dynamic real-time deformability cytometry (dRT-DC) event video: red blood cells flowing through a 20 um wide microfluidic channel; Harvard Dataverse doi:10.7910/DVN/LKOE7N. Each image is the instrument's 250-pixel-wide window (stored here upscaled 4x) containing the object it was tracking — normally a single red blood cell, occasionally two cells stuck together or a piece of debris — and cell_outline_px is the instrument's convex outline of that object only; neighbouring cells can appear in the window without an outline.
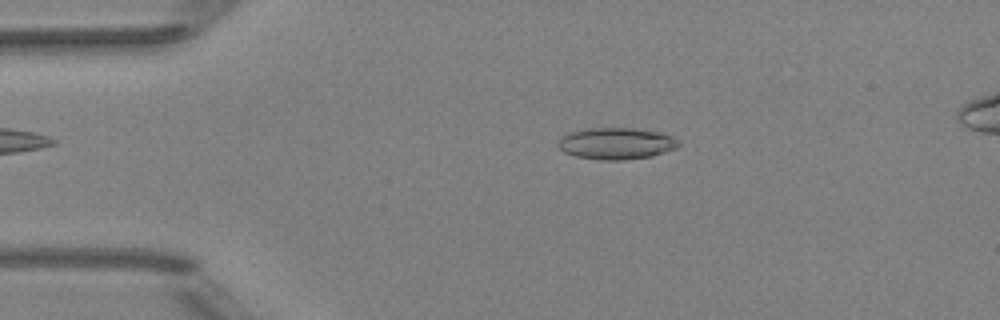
{"species": "Egyptian fruit bat (a non-hibernating species)", "species_latin": "Rousettus aegyptiacus", "temperature_condition": "room temperature", "stored_images_in_passage": 4, "camera_frame_rate_fps": 3000, "um_per_image_px": 0.085, "animal": {"sex": "female"}, "frame": {"image": 1, "passage_image": 2, "time_ms": 0.333, "image_size_px": [1000, 320], "cell_outline_px": [[680, 144], [676, 148], [652, 156], [620, 160], [600, 160], [576, 156], [564, 152], [556, 144], [560, 136], [568, 132], [584, 128], [632, 128], [660, 132], [672, 136]], "centroid_in_image_um": [52.33, 12.18], "position_along_channel_um": 32.7, "area_um2": 22.31}}